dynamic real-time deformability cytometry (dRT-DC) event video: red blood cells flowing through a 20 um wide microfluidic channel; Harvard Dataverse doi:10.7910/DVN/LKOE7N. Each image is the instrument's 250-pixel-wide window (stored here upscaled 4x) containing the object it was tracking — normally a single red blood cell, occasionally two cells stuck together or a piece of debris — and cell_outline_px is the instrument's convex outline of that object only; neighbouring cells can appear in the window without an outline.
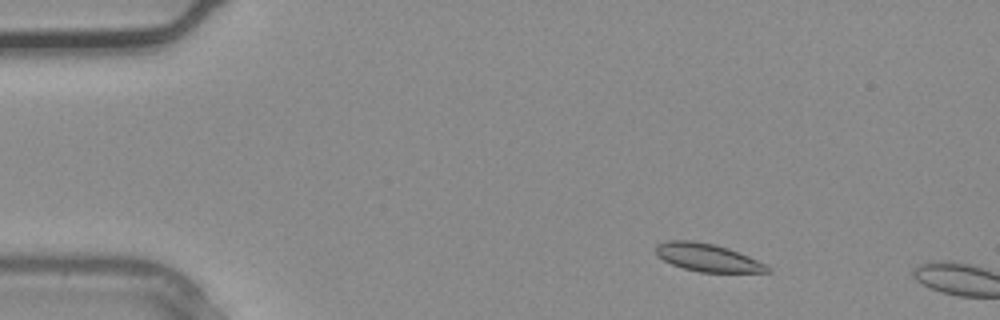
{"species": "common noctule bat (a hibernating species)", "species_latin": "Nyctalus noctula", "temperature_condition": "warm", "stored_images_in_passage": 2, "camera_frame_rate_fps": 3000, "um_per_image_px": 0.085, "animal": {"sex": "male", "body_mass_g": 20.4}, "frame": {"image": 1, "passage_image": 1, "time_ms": 0.0, "image_size_px": [1000, 320], "cell_outline_px": [[772, 272], [700, 272], [684, 268], [672, 264], [656, 256], [656, 244], [668, 240], [692, 240], [716, 244], [728, 248], [748, 256], [772, 268]], "centroid_in_image_um": [60.12, 21.88], "position_along_channel_um": 24.9, "area_um2": 18.09}}